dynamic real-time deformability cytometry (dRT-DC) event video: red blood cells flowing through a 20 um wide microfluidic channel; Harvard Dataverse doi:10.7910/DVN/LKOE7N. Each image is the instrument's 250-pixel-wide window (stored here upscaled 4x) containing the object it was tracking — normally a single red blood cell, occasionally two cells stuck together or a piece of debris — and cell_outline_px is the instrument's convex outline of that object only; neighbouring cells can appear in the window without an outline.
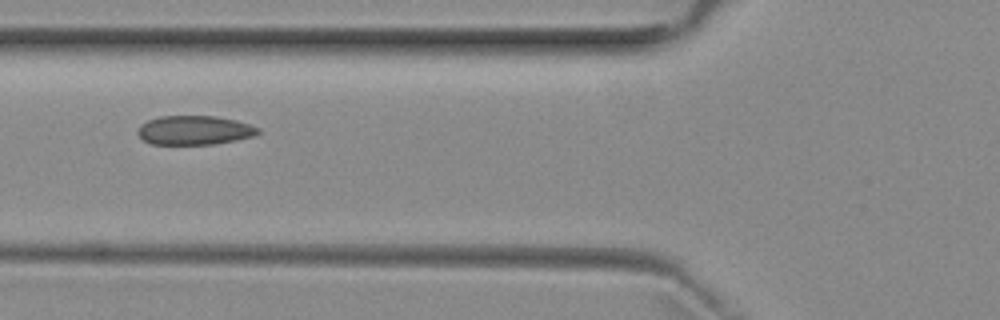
{"species": "common noctule bat (a hibernating species)", "species_latin": "Nyctalus noctula", "temperature_condition": "room temperature", "stored_images_in_passage": 3, "camera_frame_rate_fps": 3000, "um_per_image_px": 0.085, "animal": {"sex": "female", "body_mass_g": 29.2, "forearm_length_mm": 56.3}, "frame": {"image": 1, "passage_image": 3, "time_ms": 2.333, "image_size_px": [1000, 320], "cell_outline_px": [[260, 132], [256, 136], [236, 140], [212, 144], [152, 144], [144, 140], [136, 132], [140, 124], [148, 120], [160, 116], [216, 116], [236, 120], [260, 128]], "centroid_in_image_um": [16.54, 11.06], "position_along_channel_um": 109.3, "area_um2": 20.46}}